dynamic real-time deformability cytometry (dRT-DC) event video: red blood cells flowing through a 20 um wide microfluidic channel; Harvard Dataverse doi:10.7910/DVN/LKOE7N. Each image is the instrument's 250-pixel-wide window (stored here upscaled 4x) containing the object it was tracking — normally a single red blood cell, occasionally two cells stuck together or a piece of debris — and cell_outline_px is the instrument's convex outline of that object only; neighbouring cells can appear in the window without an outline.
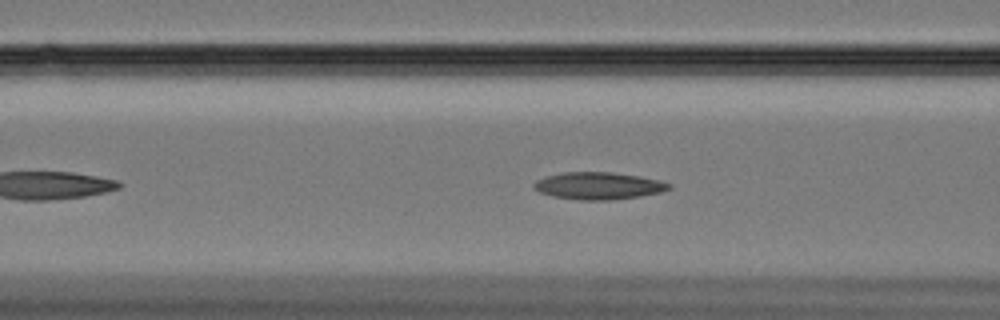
{"species": "Egyptian fruit bat (a non-hibernating species)", "species_latin": "Rousettus aegyptiacus", "temperature_condition": "cold", "stored_images_in_passage": 48, "camera_frame_rate_fps": 3000, "um_per_image_px": 0.085, "animal": {"sex": "female"}, "frame": {"image": 1, "passage_image": 12, "time_ms": 3.667, "image_size_px": [1000, 320], "cell_outline_px": [[672, 188], [660, 192], [640, 196], [612, 200], [580, 200], [552, 196], [540, 192], [532, 188], [532, 184], [536, 180], [544, 176], [564, 172], [612, 172], [640, 176], [660, 180], [672, 184]], "centroid_in_image_um": [50.86, 15.79], "position_along_channel_um": 115.7, "area_um2": 21.62}}
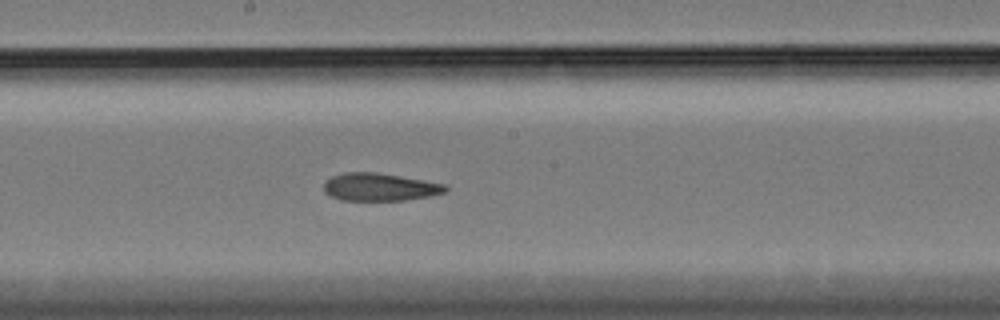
{"frame": {"image": 2, "passage_image": 21, "time_ms": 6.667, "image_size_px": [1000, 320], "cell_outline_px": [[448, 188], [444, 192], [432, 196], [404, 200], [340, 200], [324, 192], [324, 180], [332, 176], [344, 172], [376, 172], [448, 184]], "centroid_in_image_um": [32.28, 15.89], "position_along_channel_um": 215.9, "area_um2": 19.77}}
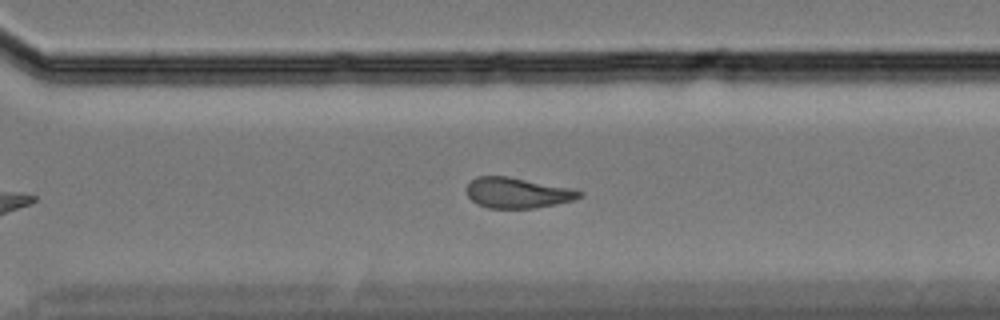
{"frame": {"image": 3, "passage_image": 31, "time_ms": 10.0, "image_size_px": [1000, 320], "cell_outline_px": [[584, 196], [572, 200], [556, 204], [532, 208], [488, 208], [476, 204], [468, 196], [464, 188], [476, 176], [508, 176], [568, 188], [584, 192]], "centroid_in_image_um": [43.93, 16.39], "position_along_channel_um": 326.7, "area_um2": 20.0}, "authors_computed_cell_mechanics": {"area_um2": 20.9525, "velocity_mm_per_s": 3.3349, "shape_relaxation_time_tau1_ms": null, "shape_relaxation_time_tau2_ms": 4.9265, "deformation_change_tau1": null, "deformation_change_tau2": 0.1315}}